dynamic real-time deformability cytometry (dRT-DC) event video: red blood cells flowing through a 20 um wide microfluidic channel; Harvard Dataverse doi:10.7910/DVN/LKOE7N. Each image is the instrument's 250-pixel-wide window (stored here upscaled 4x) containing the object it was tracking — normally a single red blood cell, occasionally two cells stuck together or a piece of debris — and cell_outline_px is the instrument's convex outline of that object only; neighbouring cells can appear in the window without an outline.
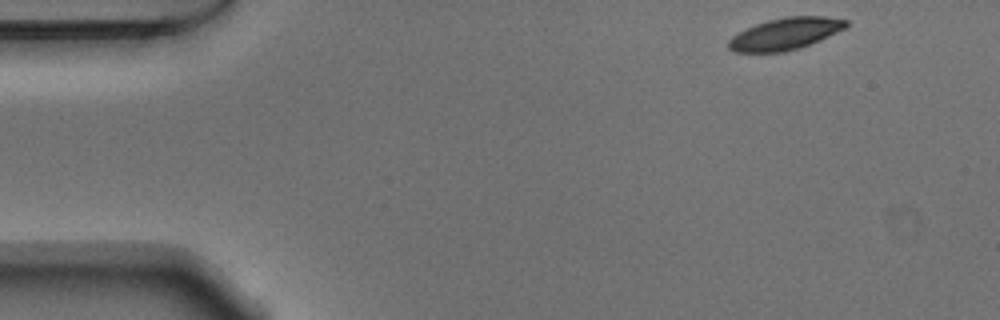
{"species": "Egyptian fruit bat (a non-hibernating species)", "species_latin": "Rousettus aegyptiacus", "temperature_condition": "warm", "stored_images_in_passage": 49, "camera_frame_rate_fps": 3000, "um_per_image_px": 0.085, "animal": {"sex": "male"}, "frame": {"image": 1, "passage_image": 1, "time_ms": 0.0, "image_size_px": [1000, 320], "cell_outline_px": [[848, 24], [844, 28], [820, 40], [800, 48], [784, 52], [736, 52], [728, 48], [728, 40], [732, 36], [756, 24], [768, 20], [784, 16], [824, 16], [848, 20]], "centroid_in_image_um": [66.74, 2.87], "position_along_channel_um": 18.3, "area_um2": 21.68}}
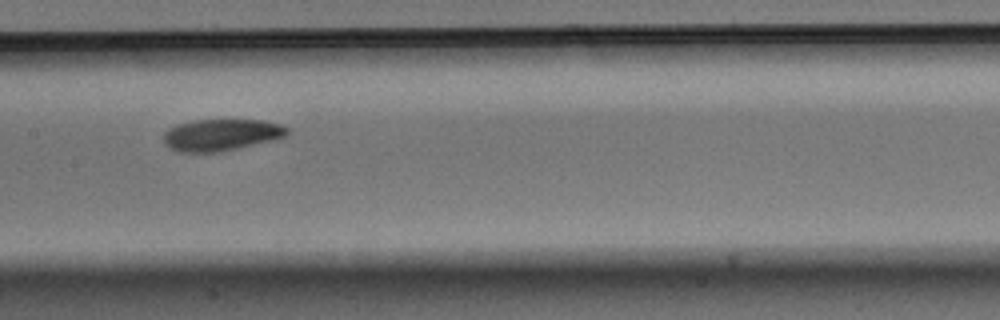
{"frame": {"image": 2, "passage_image": 22, "time_ms": 7.0, "image_size_px": [1000, 320], "cell_outline_px": [[288, 132], [284, 136], [276, 140], [220, 152], [180, 152], [168, 148], [164, 144], [164, 132], [168, 128], [176, 124], [196, 120], [264, 120], [280, 124], [288, 128]], "centroid_in_image_um": [18.79, 11.47], "position_along_channel_um": 188.6, "area_um2": 23.06}}
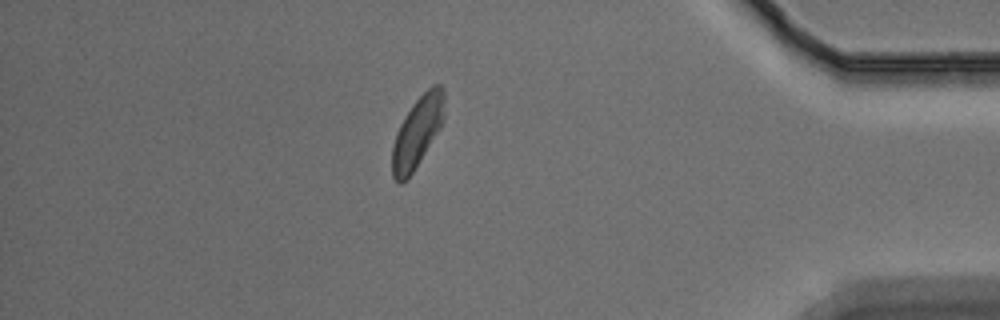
{"frame": {"image": 3, "passage_image": 42, "time_ms": 13.667, "image_size_px": [1000, 320], "cell_outline_px": [[444, 116], [440, 128], [412, 172], [400, 184], [392, 176], [392, 148], [396, 132], [404, 116], [412, 104], [432, 84], [440, 84], [444, 88]], "centroid_in_image_um": [35.47, 11.17], "position_along_channel_um": 399.7, "area_um2": 21.21}, "authors_computed_cell_mechanics": {"area_um2": 22.5998, "velocity_mm_per_s": 3.7413, "shape_relaxation_time_tau1_ms": 2.9092, "shape_relaxation_time_tau2_ms": null, "deformation_change_tau1": 0.1149, "deformation_change_tau2": null}}